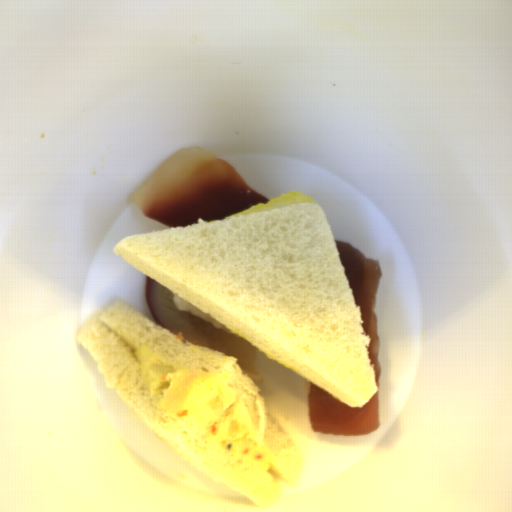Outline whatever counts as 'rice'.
Masks as SVG:
<instances>
[{"label": "rice", "instance_id": "652b925c", "mask_svg": "<svg viewBox=\"0 0 512 512\" xmlns=\"http://www.w3.org/2000/svg\"><path fill=\"white\" fill-rule=\"evenodd\" d=\"M174 307L177 308L178 310H186V311L190 312L191 314L199 317L200 319L206 321L207 323L213 325L214 327L219 328V329L224 330L230 334H233L239 338L244 339L242 336H240L239 334H237L230 328L226 327L222 323L218 322L217 320H215L214 318H212L211 316H209L208 314H206L205 312H203L202 310H200L199 308H197L196 306H194L193 304H191L190 302H188L187 300H185L184 298H182L175 292H174ZM244 340H246V339H244Z\"/></svg>", "mask_w": 512, "mask_h": 512}]
</instances>
